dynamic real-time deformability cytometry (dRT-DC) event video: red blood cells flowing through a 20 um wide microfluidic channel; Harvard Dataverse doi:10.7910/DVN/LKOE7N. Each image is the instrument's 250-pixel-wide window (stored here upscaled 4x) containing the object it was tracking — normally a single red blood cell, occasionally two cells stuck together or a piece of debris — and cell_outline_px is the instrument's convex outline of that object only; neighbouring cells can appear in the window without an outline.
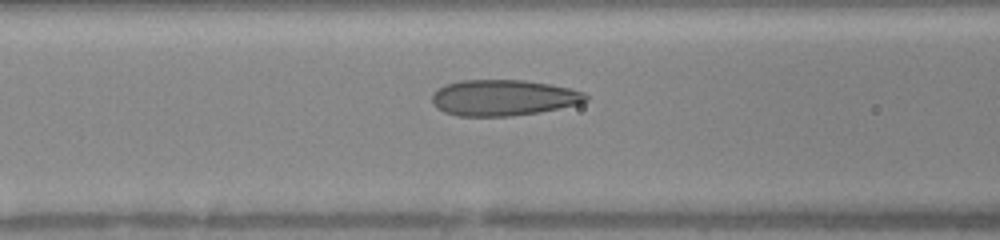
{"species": "human", "species_latin": "Homo sapiens", "temperature_condition": "warm", "stored_images_in_passage": 38, "camera_frame_rate_fps": 3000, "um_per_image_px": 0.085, "donor": {"sex": "female"}, "frame": {"image": 1, "passage_image": 16, "time_ms": 5.0, "image_size_px": [1000, 240], "cell_outline_px": [[588, 100], [580, 104], [540, 112], [512, 116], [456, 116], [444, 112], [436, 108], [432, 104], [432, 96], [436, 88], [444, 84], [460, 80], [524, 80], [548, 84], [568, 88], [584, 92], [588, 96]], "centroid_in_image_um": [42.75, 8.31], "position_along_channel_um": 123.9, "area_um2": 32.54}}
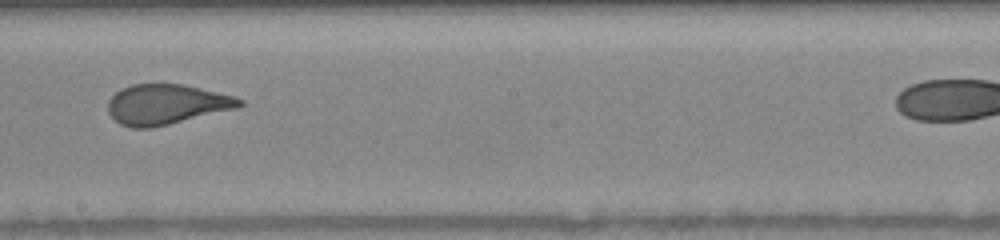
{"frame": {"image": 2, "passage_image": 24, "time_ms": 7.667, "image_size_px": [1000, 240], "cell_outline_px": [[244, 104], [236, 108], [152, 128], [132, 128], [120, 124], [108, 112], [108, 100], [120, 88], [132, 84], [184, 84], [236, 96], [244, 100]], "centroid_in_image_um": [14.14, 8.86], "position_along_channel_um": 234.1, "area_um2": 30.75}}
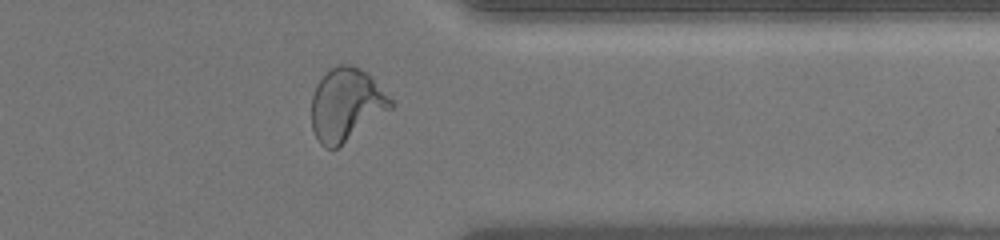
{"frame": {"image": 3, "passage_image": 35, "time_ms": 11.333, "image_size_px": [1000, 240], "cell_outline_px": [[392, 108], [336, 148], [324, 148], [320, 144], [312, 128], [312, 96], [316, 84], [332, 68], [340, 64], [352, 64], [360, 68], [372, 76], [392, 100]], "centroid_in_image_um": [29.42, 8.88], "position_along_channel_um": 382.0, "area_um2": 33.18}}